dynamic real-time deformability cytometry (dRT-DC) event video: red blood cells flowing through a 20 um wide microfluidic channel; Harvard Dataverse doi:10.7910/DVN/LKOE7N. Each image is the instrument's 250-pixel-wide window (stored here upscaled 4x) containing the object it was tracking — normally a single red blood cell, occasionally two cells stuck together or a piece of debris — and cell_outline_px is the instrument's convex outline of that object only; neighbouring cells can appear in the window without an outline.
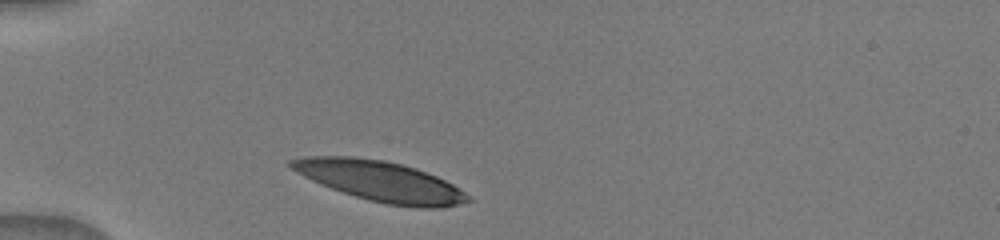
{"species": "human", "species_latin": "Homo sapiens", "temperature_condition": "warm", "stored_images_in_passage": 38, "camera_frame_rate_fps": 3000, "um_per_image_px": 0.085, "donor": {"sex": "male"}, "frame": {"image": 1, "passage_image": 1, "time_ms": 0.0, "image_size_px": [1000, 240], "cell_outline_px": [[472, 200], [440, 208], [424, 208], [384, 204], [368, 200], [320, 184], [296, 172], [288, 164], [288, 160], [304, 156], [352, 156], [384, 160], [416, 168], [436, 176], [452, 184], [464, 192]], "centroid_in_image_um": [32.29, 15.39], "position_along_channel_um": 52.7, "area_um2": 41.15}}
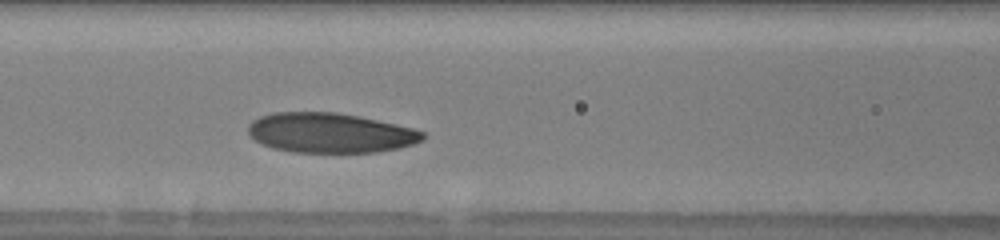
{"frame": {"image": 2, "passage_image": 12, "time_ms": 2.667, "image_size_px": [1000, 240], "cell_outline_px": [[428, 136], [424, 140], [400, 148], [376, 152], [292, 152], [272, 148], [256, 140], [248, 132], [248, 124], [252, 120], [260, 116], [272, 112], [336, 112], [360, 116], [396, 124], [412, 128], [424, 132]], "centroid_in_image_um": [28.08, 11.29], "position_along_channel_um": 138.5, "area_um2": 40.69}}
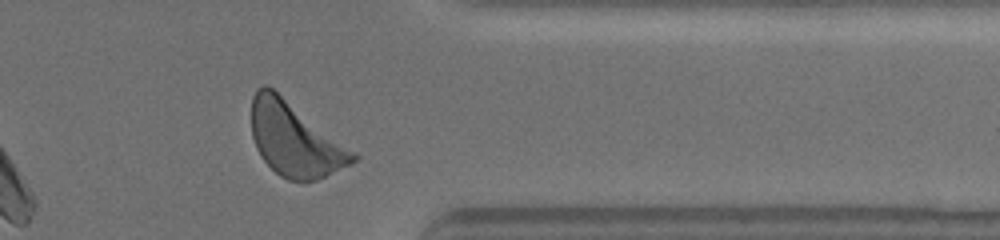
{"frame": {"image": 3, "passage_image": 36, "time_ms": 9.0, "image_size_px": [1000, 240], "cell_outline_px": [[360, 156], [352, 164], [316, 180], [288, 180], [280, 176], [260, 156], [256, 148], [252, 136], [252, 96], [256, 88], [264, 84], [272, 88]], "centroid_in_image_um": [25.04, 11.86], "position_along_channel_um": 386.4, "area_um2": 43.0}}